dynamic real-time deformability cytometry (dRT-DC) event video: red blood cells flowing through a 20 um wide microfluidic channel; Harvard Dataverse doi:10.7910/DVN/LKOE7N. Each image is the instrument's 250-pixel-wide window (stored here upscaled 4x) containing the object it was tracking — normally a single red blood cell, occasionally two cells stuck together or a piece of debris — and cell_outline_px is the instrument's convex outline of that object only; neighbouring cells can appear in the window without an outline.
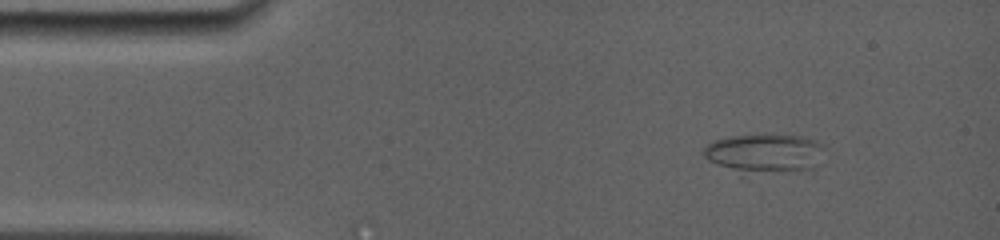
{"species": "common noctule bat (a hibernating species)", "species_latin": "Nyctalus noctula", "temperature_condition": "room temperature", "stored_images_in_passage": 3, "camera_frame_rate_fps": 5000, "um_per_image_px": 0.085, "animal": {"sex": "female", "body_mass_g": 19.0, "forearm_length_mm": 56.7}, "frame": {"image": 1, "passage_image": 2, "time_ms": 1.2, "image_size_px": [1000, 240], "cell_outline_px": [[824, 164], [816, 168], [792, 172], [744, 176], [740, 176], [708, 160], [700, 152], [704, 144], [712, 140], [732, 136], [764, 132], [776, 132], [800, 136], [816, 140], [824, 144]], "centroid_in_image_um": [65.01, 13.04], "position_along_channel_um": 20.0, "area_um2": 30.11}}